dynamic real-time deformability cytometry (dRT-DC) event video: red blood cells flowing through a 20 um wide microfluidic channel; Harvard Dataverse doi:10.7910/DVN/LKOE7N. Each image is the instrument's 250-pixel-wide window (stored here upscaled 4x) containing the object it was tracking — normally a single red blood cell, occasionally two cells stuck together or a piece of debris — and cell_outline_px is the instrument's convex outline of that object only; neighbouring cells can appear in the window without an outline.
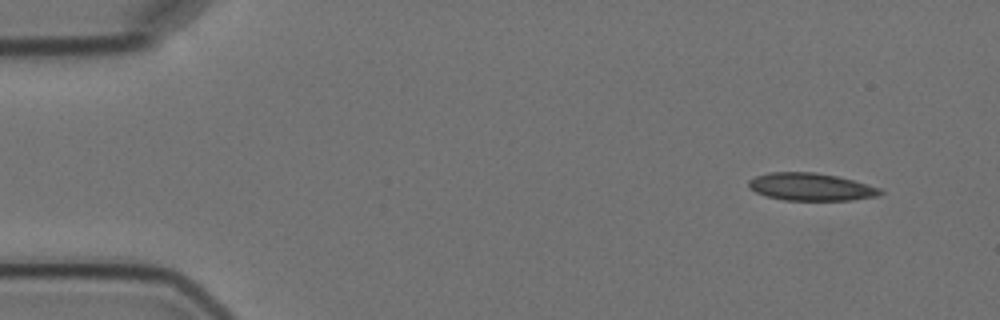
{"species": "Egyptian fruit bat (a non-hibernating species)", "species_latin": "Rousettus aegyptiacus", "temperature_condition": "cold", "stored_images_in_passage": 4, "camera_frame_rate_fps": 3000, "um_per_image_px": 0.085, "animal": {"sex": "female"}, "frame": {"image": 1, "passage_image": 1, "time_ms": 0.0, "image_size_px": [1000, 320], "cell_outline_px": [[884, 192], [880, 196], [852, 200], [784, 200], [768, 196], [756, 192], [748, 184], [748, 180], [756, 176], [768, 172], [816, 172], [836, 176], [852, 180], [880, 188]], "centroid_in_image_um": [68.95, 15.88], "position_along_channel_um": 16.1, "area_um2": 21.04}}
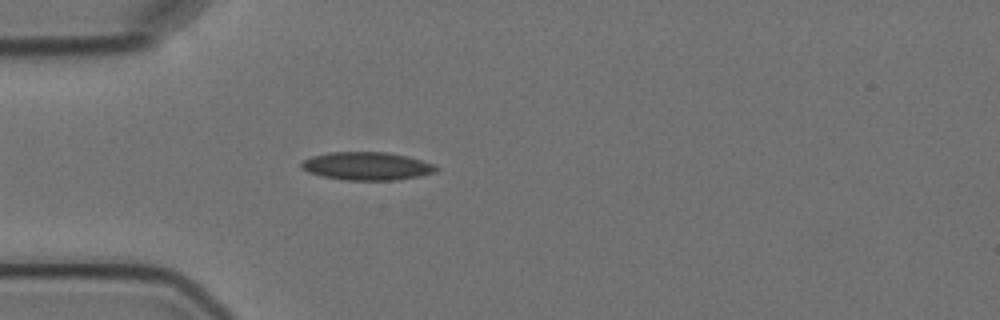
{"frame": {"image": 2, "passage_image": 4, "time_ms": 3.667, "image_size_px": [1000, 320], "cell_outline_px": [[440, 168], [436, 172], [420, 176], [396, 180], [344, 180], [320, 176], [308, 172], [300, 168], [300, 164], [304, 160], [312, 156], [332, 152], [388, 152], [408, 156], [436, 164]], "centroid_in_image_um": [31.22, 14.12], "position_along_channel_um": 53.8, "area_um2": 22.31}}